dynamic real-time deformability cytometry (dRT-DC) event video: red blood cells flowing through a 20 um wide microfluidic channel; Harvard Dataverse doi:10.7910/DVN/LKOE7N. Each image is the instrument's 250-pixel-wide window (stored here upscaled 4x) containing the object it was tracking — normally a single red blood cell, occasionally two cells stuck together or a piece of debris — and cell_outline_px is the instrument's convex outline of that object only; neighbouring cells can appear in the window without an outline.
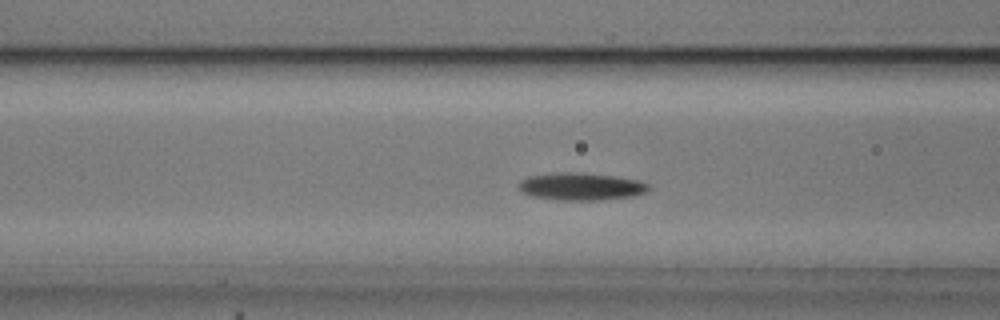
{"species": "common noctule bat (a hibernating species)", "species_latin": "Nyctalus noctula", "temperature_condition": "cold", "stored_images_in_passage": 51, "camera_frame_rate_fps": 3000, "um_per_image_px": 0.085, "animal": {"sex": "male", "body_mass_g": 20.5, "forearm_length_mm": 52.5}, "frame": {"image": 1, "passage_image": 18, "time_ms": 5.667, "image_size_px": [1000, 320], "cell_outline_px": [[652, 188], [644, 192], [632, 196], [600, 200], [560, 200], [532, 196], [524, 192], [520, 188], [520, 180], [528, 176], [560, 172], [580, 172], [612, 176], [636, 180], [648, 184]], "centroid_in_image_um": [49.39, 15.85], "position_along_channel_um": 117.2, "area_um2": 20.52}}
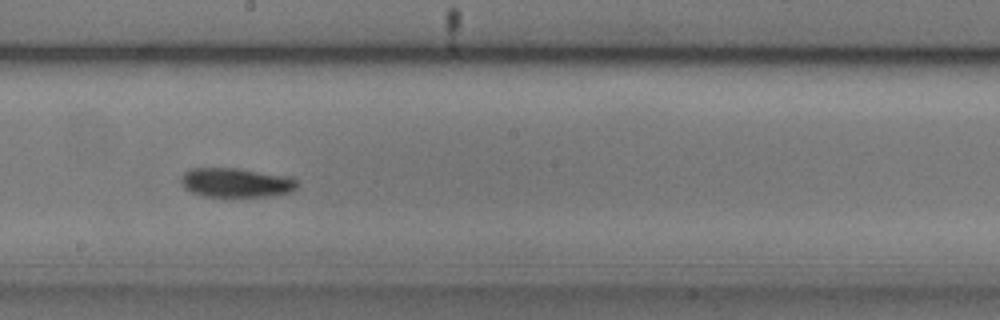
{"frame": {"image": 2, "passage_image": 27, "time_ms": 8.667, "image_size_px": [1000, 320], "cell_outline_px": [[300, 184], [292, 192], [272, 196], [204, 196], [192, 192], [184, 188], [180, 180], [184, 172], [192, 168], [236, 168], [292, 176]], "centroid_in_image_um": [20.12, 15.52], "position_along_channel_um": 228.1, "area_um2": 20.0}}
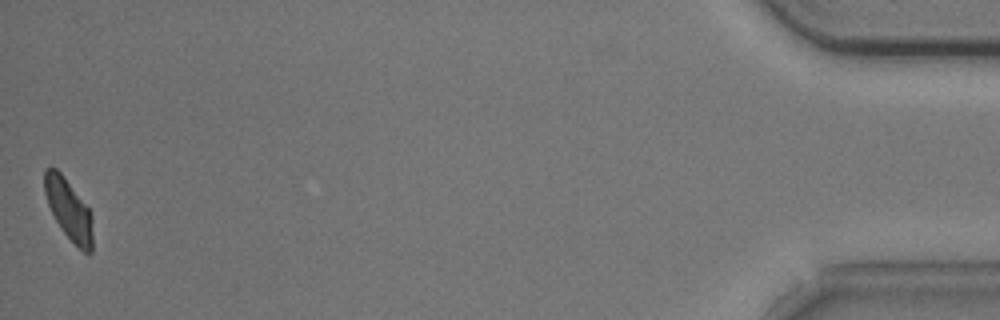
{"frame": {"image": 3, "passage_image": 51, "time_ms": 16.667, "image_size_px": [1000, 320], "cell_outline_px": [[92, 252], [84, 252], [64, 232], [56, 220], [48, 204], [44, 192], [44, 168], [56, 168], [60, 172], [88, 208], [92, 216]], "centroid_in_image_um": [5.83, 17.78], "position_along_channel_um": 429.4, "area_um2": 16.53}, "authors_computed_cell_mechanics": {"area_um2": 19.2474, "velocity_mm_per_s": 3.6988, "shape_relaxation_time_tau1_ms": 2.9173, "shape_relaxation_time_tau2_ms": null, "deformation_change_tau1": 0.1121, "deformation_change_tau2": null}}